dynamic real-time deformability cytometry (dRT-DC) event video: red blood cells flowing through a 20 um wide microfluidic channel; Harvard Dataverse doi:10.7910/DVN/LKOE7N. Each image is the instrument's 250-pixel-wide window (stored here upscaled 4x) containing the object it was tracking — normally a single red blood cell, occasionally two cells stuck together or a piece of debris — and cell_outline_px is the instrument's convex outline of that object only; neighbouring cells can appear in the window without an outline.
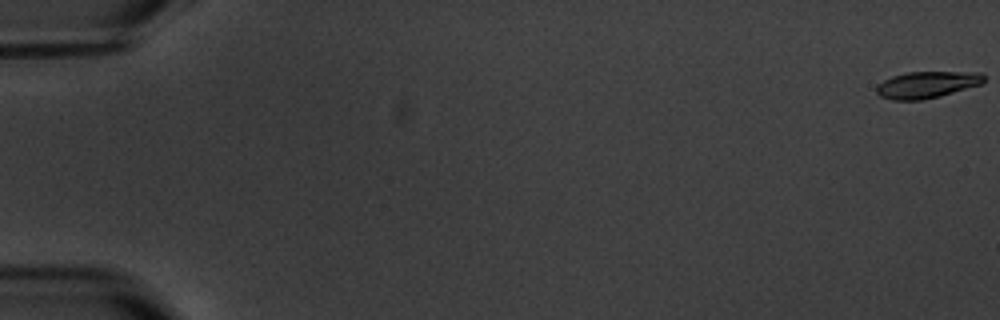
{"species": "common noctule bat (a hibernating species)", "species_latin": "Nyctalus noctula", "temperature_condition": "warm", "stored_images_in_passage": 8, "camera_frame_rate_fps": 3000, "um_per_image_px": 0.085, "animal": {"sex": "male", "body_mass_g": 20.1, "forearm_length_mm": 53.5}, "frame": {"image": 1, "passage_image": 1, "time_ms": 0.0, "image_size_px": [1000, 320], "cell_outline_px": [[984, 80], [980, 84], [940, 96], [920, 100], [892, 100], [880, 96], [876, 92], [876, 88], [884, 80], [892, 76], [908, 72], [980, 72], [984, 76]], "centroid_in_image_um": [78.77, 7.2], "position_along_channel_um": 6.2, "area_um2": 16.47}}
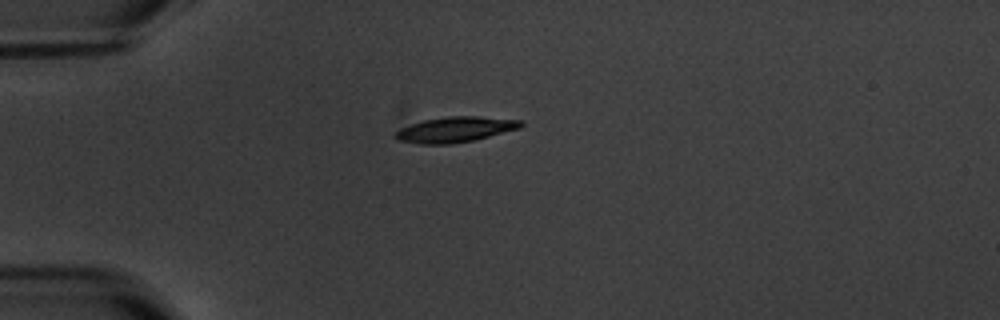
{"frame": {"image": 2, "passage_image": 5, "time_ms": 5.333, "image_size_px": [1000, 320], "cell_outline_px": [[524, 124], [520, 128], [472, 140], [448, 144], [420, 144], [400, 140], [392, 136], [392, 132], [400, 128], [424, 120], [448, 116], [476, 116], [520, 120]], "centroid_in_image_um": [38.64, 11.0], "position_along_channel_um": 46.4, "area_um2": 18.38}}
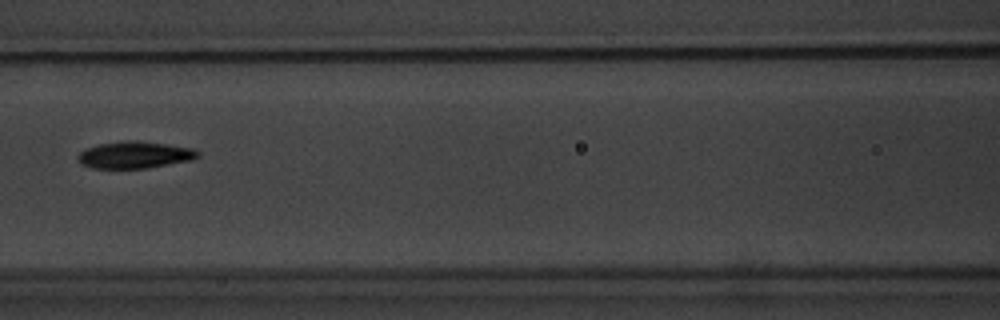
{"frame": {"image": 3, "passage_image": 8, "time_ms": 9.0, "image_size_px": [1000, 320], "cell_outline_px": [[200, 156], [192, 160], [148, 168], [92, 168], [84, 164], [76, 156], [80, 152], [88, 148], [100, 144], [124, 140], [136, 140], [168, 144], [192, 148], [200, 152]], "centroid_in_image_um": [11.51, 13.16], "position_along_channel_um": 155.1, "area_um2": 18.73}}